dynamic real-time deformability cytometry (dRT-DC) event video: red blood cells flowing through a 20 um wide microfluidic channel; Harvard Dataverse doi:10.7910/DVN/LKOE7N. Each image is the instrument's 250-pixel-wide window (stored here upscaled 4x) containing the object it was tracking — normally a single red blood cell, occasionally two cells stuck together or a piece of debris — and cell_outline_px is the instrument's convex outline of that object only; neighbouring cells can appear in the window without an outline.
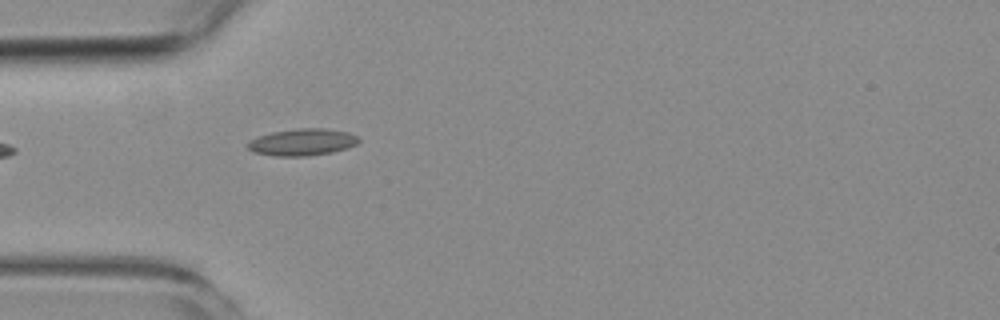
{"species": "common noctule bat (a hibernating species)", "species_latin": "Nyctalus noctula", "temperature_condition": "room temperature", "stored_images_in_passage": 4, "camera_frame_rate_fps": 3000, "um_per_image_px": 0.085, "animal": {"sex": "female", "body_mass_g": 19.3, "forearm_length_mm": 54.1}, "frame": {"image": 1, "passage_image": 4, "time_ms": 4.0, "image_size_px": [1000, 320], "cell_outline_px": [[360, 140], [356, 144], [332, 152], [308, 156], [276, 156], [252, 152], [248, 148], [248, 144], [256, 136], [272, 132], [300, 128], [324, 128], [348, 132], [356, 136]], "centroid_in_image_um": [25.67, 12.08], "position_along_channel_um": 59.3, "area_um2": 17.22}}